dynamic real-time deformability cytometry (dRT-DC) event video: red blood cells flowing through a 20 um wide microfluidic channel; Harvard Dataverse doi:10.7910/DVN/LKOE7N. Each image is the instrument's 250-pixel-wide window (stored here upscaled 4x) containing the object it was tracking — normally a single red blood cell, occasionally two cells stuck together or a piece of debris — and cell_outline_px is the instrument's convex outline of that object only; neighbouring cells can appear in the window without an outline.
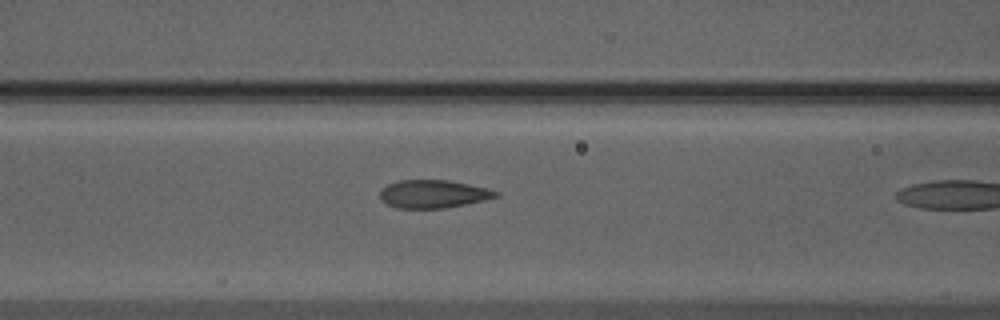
{"species": "Egyptian fruit bat (a non-hibernating species)", "species_latin": "Rousettus aegyptiacus", "temperature_condition": "warm", "stored_images_in_passage": 11, "camera_frame_rate_fps": 3000, "um_per_image_px": 0.085, "animal": {"sex": "male"}, "frame": {"image": 1, "passage_image": 10, "time_ms": 3.0, "image_size_px": [1000, 320], "cell_outline_px": [[500, 196], [484, 200], [444, 208], [396, 208], [380, 200], [380, 192], [388, 184], [400, 180], [448, 180], [468, 184], [500, 192]], "centroid_in_image_um": [36.82, 16.49], "position_along_channel_um": 129.8, "area_um2": 18.73}}